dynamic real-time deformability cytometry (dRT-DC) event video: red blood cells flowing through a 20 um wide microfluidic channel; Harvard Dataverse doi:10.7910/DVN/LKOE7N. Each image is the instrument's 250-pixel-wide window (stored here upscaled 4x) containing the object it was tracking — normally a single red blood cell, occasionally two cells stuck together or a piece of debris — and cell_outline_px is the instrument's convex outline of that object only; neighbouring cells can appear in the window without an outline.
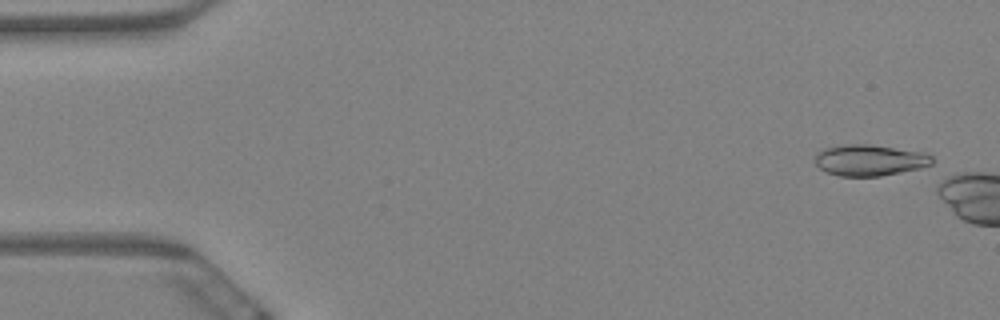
{"species": "Egyptian fruit bat (a non-hibernating species)", "species_latin": "Rousettus aegyptiacus", "temperature_condition": "warm", "stored_images_in_passage": 3, "camera_frame_rate_fps": 3000, "um_per_image_px": 0.085, "animal": {"sex": "female"}, "frame": {"image": 1, "passage_image": 1, "time_ms": 0.0, "image_size_px": [1000, 320], "cell_outline_px": [[932, 164], [920, 168], [880, 176], [840, 176], [828, 172], [820, 168], [816, 164], [816, 156], [824, 148], [844, 144], [868, 144], [924, 152], [932, 156]], "centroid_in_image_um": [73.94, 13.61], "position_along_channel_um": 11.1, "area_um2": 21.04}}